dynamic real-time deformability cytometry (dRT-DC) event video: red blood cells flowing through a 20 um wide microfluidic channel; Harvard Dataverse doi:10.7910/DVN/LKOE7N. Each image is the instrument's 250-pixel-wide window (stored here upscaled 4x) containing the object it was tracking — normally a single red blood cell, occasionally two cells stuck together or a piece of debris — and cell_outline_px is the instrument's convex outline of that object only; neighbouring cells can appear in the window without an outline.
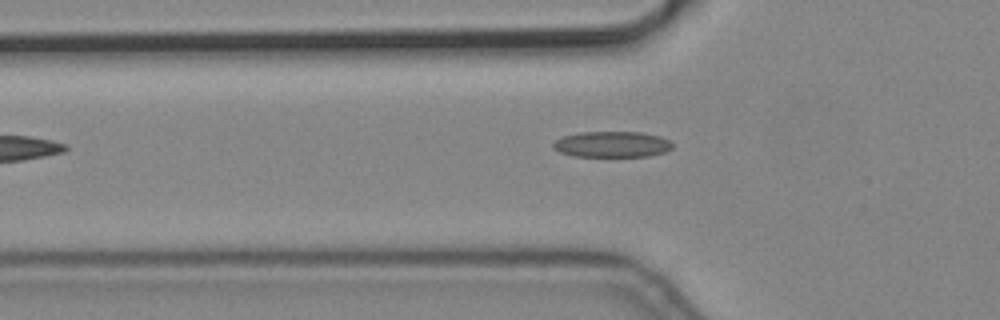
{"species": "common noctule bat (a hibernating species)", "species_latin": "Nyctalus noctula", "temperature_condition": "cold", "stored_images_in_passage": 5, "camera_frame_rate_fps": 3000, "um_per_image_px": 0.085, "animal": {"sex": "male", "body_mass_g": 19.2, "forearm_length_mm": 51.8}, "frame": {"image": 1, "passage_image": 5, "time_ms": 1.333, "image_size_px": [1000, 320], "cell_outline_px": [[672, 148], [664, 152], [648, 156], [572, 156], [560, 152], [552, 148], [552, 144], [556, 140], [564, 136], [580, 132], [640, 132], [660, 136], [668, 140], [672, 144]], "centroid_in_image_um": [52.0, 12.26], "position_along_channel_um": 73.8, "area_um2": 17.92}}